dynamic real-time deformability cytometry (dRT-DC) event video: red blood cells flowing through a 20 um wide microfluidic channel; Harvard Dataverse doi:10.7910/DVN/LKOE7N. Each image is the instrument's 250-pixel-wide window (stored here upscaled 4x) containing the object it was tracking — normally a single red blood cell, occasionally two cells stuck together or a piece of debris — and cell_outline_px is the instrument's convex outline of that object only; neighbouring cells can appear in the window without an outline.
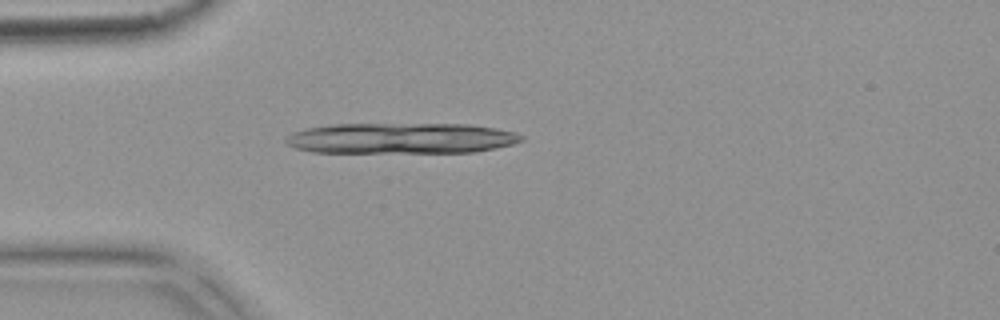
{"species": "common noctule bat (a hibernating species)", "species_latin": "Nyctalus noctula", "temperature_condition": "warm", "stored_images_in_passage": 2, "camera_frame_rate_fps": 3000, "um_per_image_px": 0.085, "animal": {"sex": "female", "body_mass_g": 18.4}, "frame": {"image": 1, "passage_image": 2, "time_ms": 0.333, "image_size_px": [1000, 320], "cell_outline_px": [[524, 140], [512, 144], [496, 148], [476, 152], [312, 152], [296, 148], [288, 144], [284, 140], [292, 132], [304, 128], [328, 124], [472, 124], [496, 128], [516, 132], [524, 136]], "centroid_in_image_um": [34.11, 11.74], "position_along_channel_um": 50.9, "area_um2": 42.48}}